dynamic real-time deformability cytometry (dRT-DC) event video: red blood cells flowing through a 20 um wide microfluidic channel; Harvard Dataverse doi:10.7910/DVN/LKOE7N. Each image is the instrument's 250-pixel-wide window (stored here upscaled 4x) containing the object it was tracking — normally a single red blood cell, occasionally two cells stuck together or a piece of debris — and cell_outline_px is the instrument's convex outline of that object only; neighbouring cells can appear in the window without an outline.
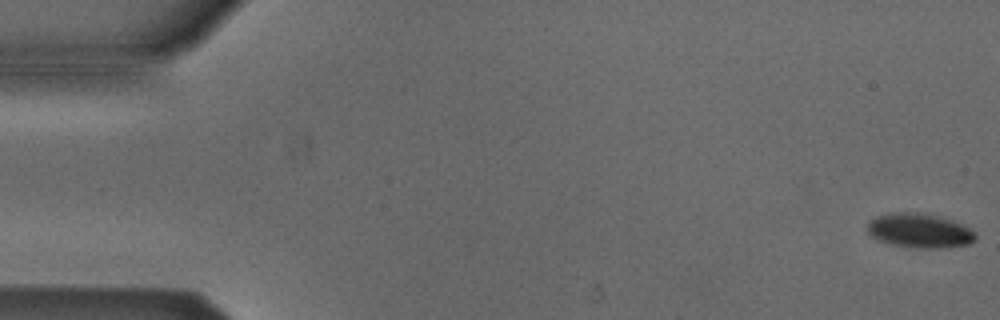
{"species": "Egyptian fruit bat (a non-hibernating species)", "species_latin": "Rousettus aegyptiacus", "temperature_condition": "cold", "stored_images_in_passage": 54, "camera_frame_rate_fps": 3000, "um_per_image_px": 0.085, "animal": {"sex": "male"}, "frame": {"image": 1, "passage_image": 1, "time_ms": 0.0, "image_size_px": [1000, 320], "cell_outline_px": [[976, 240], [968, 244], [948, 248], [916, 248], [892, 244], [880, 240], [872, 236], [868, 232], [868, 224], [876, 216], [892, 212], [916, 212], [940, 216], [952, 220], [968, 228], [976, 236]], "centroid_in_image_um": [78.17, 19.6], "position_along_channel_um": 6.8, "area_um2": 21.5}}
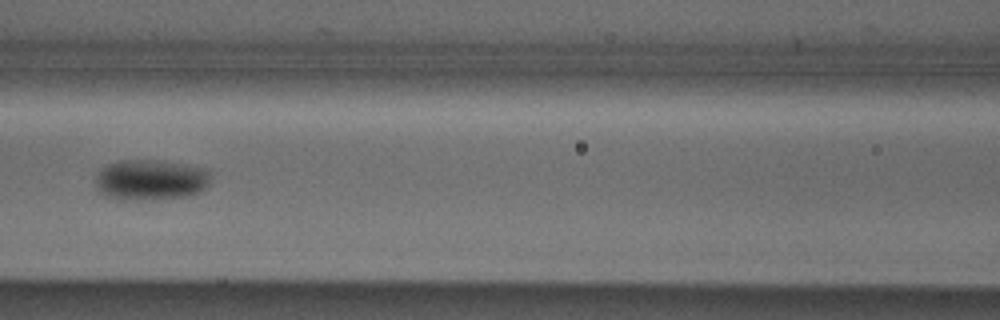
{"frame": {"image": 2, "passage_image": 24, "time_ms": 7.667, "image_size_px": [1000, 320], "cell_outline_px": [[208, 184], [200, 192], [188, 196], [152, 200], [120, 200], [108, 196], [100, 192], [96, 188], [96, 172], [108, 164], [120, 160], [148, 160], [176, 164], [196, 168], [208, 172]], "centroid_in_image_um": [12.7, 15.32], "position_along_channel_um": 153.9, "area_um2": 26.82}}
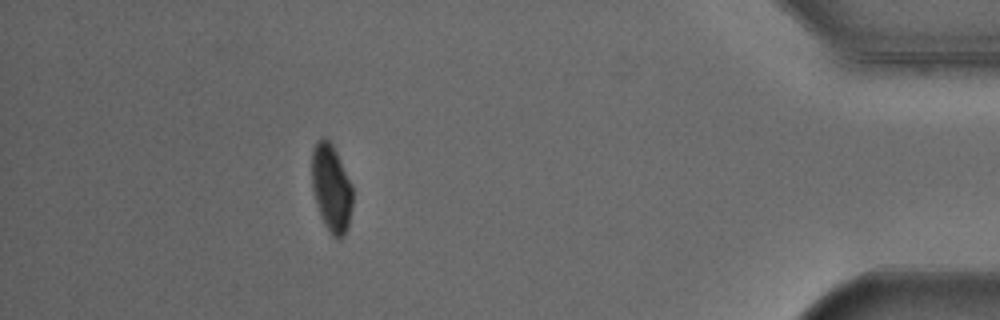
{"frame": {"image": 3, "passage_image": 48, "time_ms": 15.667, "image_size_px": [1000, 320], "cell_outline_px": [[352, 208], [348, 228], [344, 236], [340, 240], [332, 236], [320, 216], [312, 188], [312, 148], [324, 136], [332, 144], [352, 184]], "centroid_in_image_um": [28.17, 16.03], "position_along_channel_um": 407.0, "area_um2": 20.81}, "authors_computed_cell_mechanics": {"area_um2": 23.0044, "velocity_mm_per_s": 3.8581, "shape_relaxation_time_tau1_ms": 2.2796, "shape_relaxation_time_tau2_ms": null, "deformation_change_tau1": 0.0876, "deformation_change_tau2": null}}